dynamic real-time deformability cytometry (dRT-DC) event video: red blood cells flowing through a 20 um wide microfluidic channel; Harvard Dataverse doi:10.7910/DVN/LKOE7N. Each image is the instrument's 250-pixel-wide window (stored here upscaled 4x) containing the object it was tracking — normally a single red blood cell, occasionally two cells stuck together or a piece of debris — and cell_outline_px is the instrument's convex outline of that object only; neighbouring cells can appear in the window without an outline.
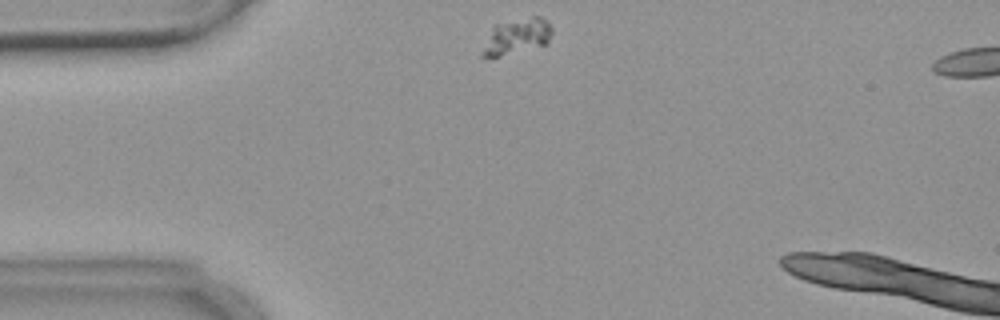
{"species": "common noctule bat (a hibernating species)", "species_latin": "Nyctalus noctula", "temperature_condition": "warm", "stored_images_in_passage": 2, "camera_frame_rate_fps": 3000, "um_per_image_px": 0.085, "animal": {"sex": "female", "body_mass_g": 18.4}, "frame": {"image": 1, "passage_image": 1, "time_ms": 0.0, "image_size_px": [1000, 320], "cell_outline_px": [[552, 32], [548, 44], [500, 56], [480, 56], [480, 52], [492, 28], [496, 24], [532, 16], [540, 16], [552, 28]], "centroid_in_image_um": [43.93, 3.1], "position_along_channel_um": 41.1, "area_um2": 14.28}}